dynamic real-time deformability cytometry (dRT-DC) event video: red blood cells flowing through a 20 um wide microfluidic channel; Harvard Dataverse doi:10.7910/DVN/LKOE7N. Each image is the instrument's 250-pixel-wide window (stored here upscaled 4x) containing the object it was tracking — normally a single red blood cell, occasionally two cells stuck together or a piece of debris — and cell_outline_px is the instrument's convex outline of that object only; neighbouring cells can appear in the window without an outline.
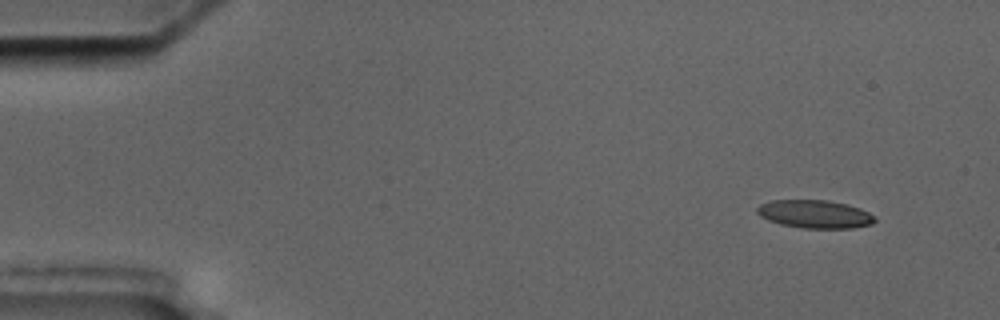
{"species": "common noctule bat (a hibernating species)", "species_latin": "Nyctalus noctula", "temperature_condition": "cold", "stored_images_in_passage": 6, "camera_frame_rate_fps": 3000, "um_per_image_px": 0.085, "animal": {"sex": "male", "body_mass_g": 17.5, "forearm_length_mm": 52.3}, "frame": {"image": 1, "passage_image": 1, "time_ms": 0.0, "image_size_px": [1000, 320], "cell_outline_px": [[876, 220], [872, 224], [852, 228], [800, 228], [780, 224], [768, 220], [760, 216], [756, 212], [756, 208], [760, 204], [772, 200], [828, 200], [848, 204], [860, 208], [876, 216]], "centroid_in_image_um": [69.27, 18.2], "position_along_channel_um": 15.7, "area_um2": 19.48}}
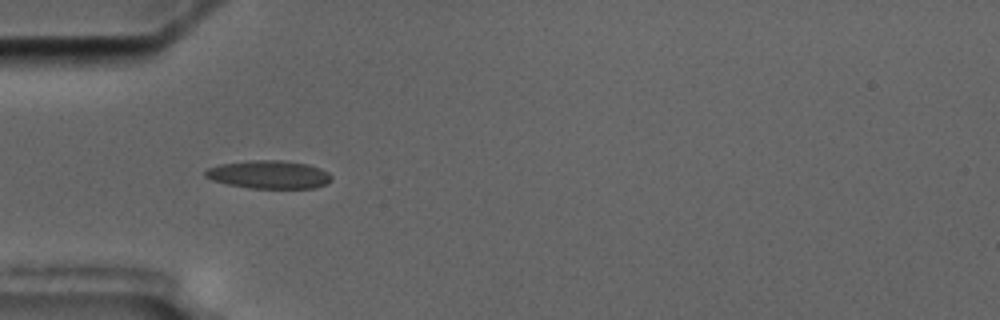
{"frame": {"image": 2, "passage_image": 5, "time_ms": 4.333, "image_size_px": [1000, 320], "cell_outline_px": [[332, 180], [316, 188], [248, 188], [228, 184], [212, 180], [204, 176], [204, 172], [208, 168], [220, 164], [248, 160], [280, 160], [308, 164], [320, 168], [328, 172], [332, 176]], "centroid_in_image_um": [22.86, 14.83], "position_along_channel_um": 62.1, "area_um2": 20.75}}
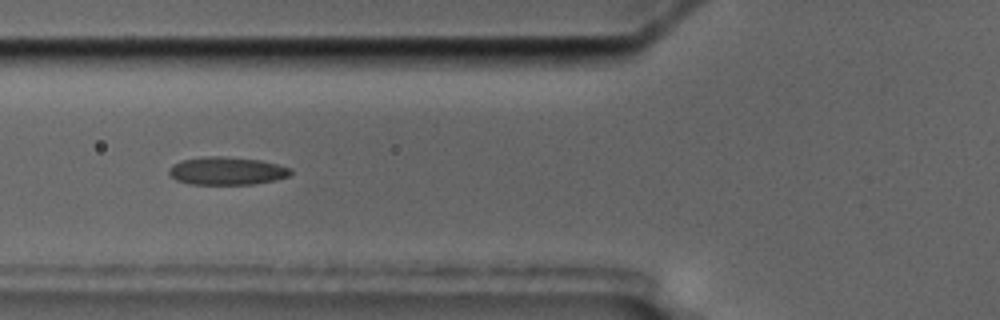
{"frame": {"image": 3, "passage_image": 6, "time_ms": 5.667, "image_size_px": [1000, 320], "cell_outline_px": [[292, 172], [288, 176], [276, 180], [252, 184], [188, 184], [176, 180], [168, 172], [172, 164], [180, 160], [204, 156], [224, 156], [260, 160], [292, 168]], "centroid_in_image_um": [19.26, 14.52], "position_along_channel_um": 106.5, "area_um2": 19.88}}